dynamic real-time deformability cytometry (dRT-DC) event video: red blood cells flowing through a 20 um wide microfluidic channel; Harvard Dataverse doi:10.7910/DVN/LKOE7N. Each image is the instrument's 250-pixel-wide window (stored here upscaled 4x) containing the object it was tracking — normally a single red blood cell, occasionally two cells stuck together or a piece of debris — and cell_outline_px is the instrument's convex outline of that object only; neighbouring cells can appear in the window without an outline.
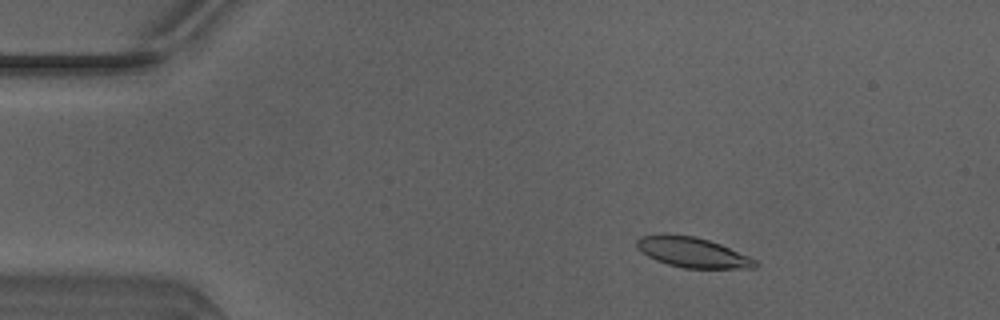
{"species": "Egyptian fruit bat (a non-hibernating species)", "species_latin": "Rousettus aegyptiacus", "temperature_condition": "warm", "stored_images_in_passage": 48, "camera_frame_rate_fps": 3000, "um_per_image_px": 0.085, "animal": {"sex": "male"}, "frame": {"image": 1, "passage_image": 6, "time_ms": 1.667, "image_size_px": [1000, 320], "cell_outline_px": [[760, 264], [756, 268], [684, 268], [668, 264], [656, 260], [640, 252], [636, 248], [636, 240], [640, 236], [696, 236], [720, 244], [748, 256], [756, 260]], "centroid_in_image_um": [58.89, 21.48], "position_along_channel_um": 26.1, "area_um2": 20.35}}
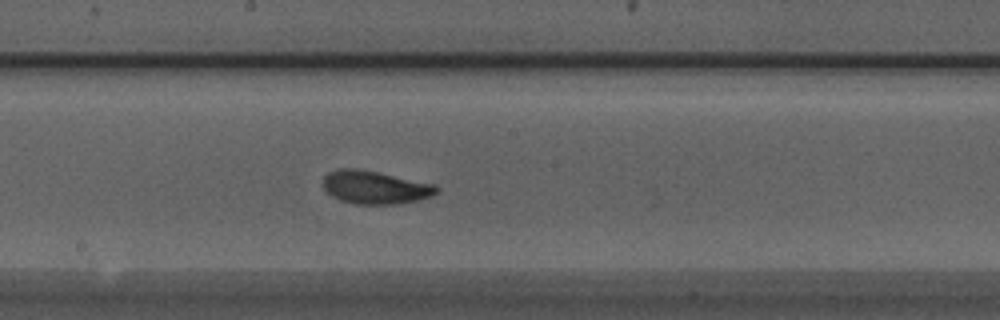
{"frame": {"image": 2, "passage_image": 25, "time_ms": 8.0, "image_size_px": [1000, 320], "cell_outline_px": [[440, 188], [432, 196], [420, 200], [400, 204], [352, 204], [340, 200], [332, 196], [324, 188], [324, 176], [328, 172], [336, 168], [356, 168], [376, 172], [432, 184]], "centroid_in_image_um": [31.85, 15.93], "position_along_channel_um": 216.3, "area_um2": 21.79}}
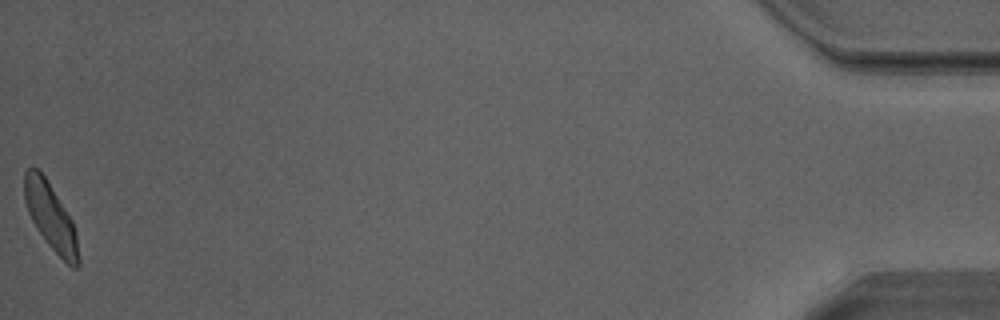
{"frame": {"image": 3, "passage_image": 48, "time_ms": 15.667, "image_size_px": [1000, 320], "cell_outline_px": [[80, 264], [76, 268], [72, 268], [48, 244], [36, 228], [28, 212], [24, 200], [24, 172], [28, 168], [36, 168], [44, 176], [72, 220], [76, 232], [80, 260]], "centroid_in_image_um": [4.31, 18.45], "position_along_channel_um": 430.9, "area_um2": 20.69}, "authors_computed_cell_mechanics": {"area_um2": 21.3571, "velocity_mm_per_s": 4.1231, "shape_relaxation_time_tau1_ms": 2.4908, "shape_relaxation_time_tau2_ms": 1.4346, "deformation_change_tau1": 0.1431, "deformation_change_tau2": 0.0758}}